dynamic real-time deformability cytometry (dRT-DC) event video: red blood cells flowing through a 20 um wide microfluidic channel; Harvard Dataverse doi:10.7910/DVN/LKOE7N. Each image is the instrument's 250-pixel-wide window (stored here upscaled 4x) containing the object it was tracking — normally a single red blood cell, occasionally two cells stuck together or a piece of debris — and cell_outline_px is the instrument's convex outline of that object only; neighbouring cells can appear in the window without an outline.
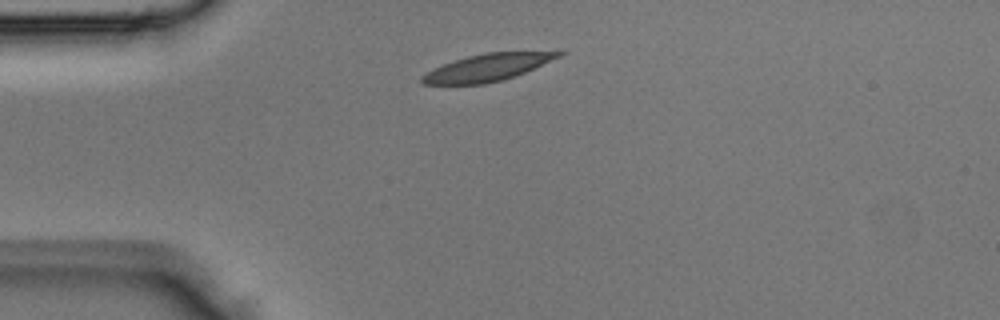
{"species": "Egyptian fruit bat (a non-hibernating species)", "species_latin": "Rousettus aegyptiacus", "temperature_condition": "room temperature", "stored_images_in_passage": 2, "camera_frame_rate_fps": 3000, "um_per_image_px": 0.085, "animal": {"sex": "male"}, "frame": {"image": 1, "passage_image": 1, "time_ms": 0.0, "image_size_px": [1000, 320], "cell_outline_px": [[564, 52], [560, 56], [524, 72], [500, 80], [484, 84], [424, 84], [420, 80], [420, 76], [444, 64], [468, 56], [484, 52]], "centroid_in_image_um": [41.36, 5.74], "position_along_channel_um": 43.6, "area_um2": 20.81}}